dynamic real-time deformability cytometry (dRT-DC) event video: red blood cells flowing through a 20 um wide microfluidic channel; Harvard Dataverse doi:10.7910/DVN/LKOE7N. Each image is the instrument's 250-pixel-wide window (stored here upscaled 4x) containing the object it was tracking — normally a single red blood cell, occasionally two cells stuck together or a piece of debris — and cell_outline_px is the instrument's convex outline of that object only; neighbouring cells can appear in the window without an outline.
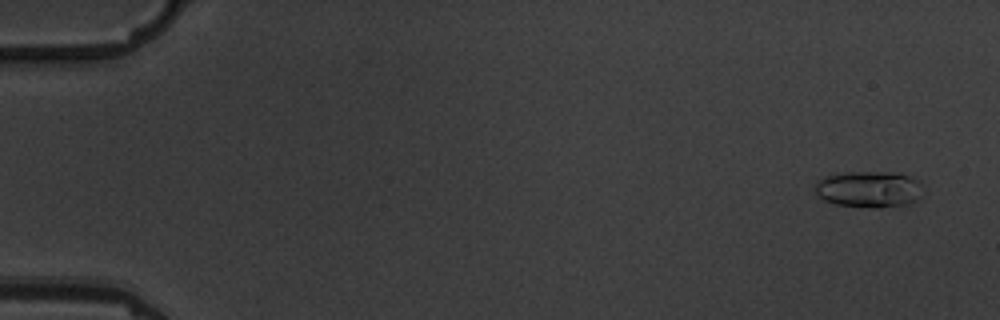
{"species": "common noctule bat (a hibernating species)", "species_latin": "Nyctalus noctula", "temperature_condition": "warm", "stored_images_in_passage": 6, "camera_frame_rate_fps": 3000, "um_per_image_px": 0.085, "animal": {"sex": "male", "body_mass_g": 19.5, "forearm_length_mm": 54.6}, "frame": {"image": 1, "passage_image": 1, "time_ms": 0.0, "image_size_px": [1000, 320], "cell_outline_px": [[920, 200], [912, 204], [880, 208], [868, 208], [836, 204], [824, 200], [816, 192], [816, 184], [820, 180], [828, 176], [848, 172], [888, 172], [908, 176], [920, 180]], "centroid_in_image_um": [73.92, 16.11], "position_along_channel_um": 11.1, "area_um2": 22.83}}